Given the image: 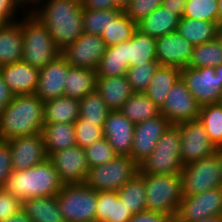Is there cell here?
Here are the masks:
<instances>
[{
  "label": "cell",
  "instance_id": "1",
  "mask_svg": "<svg viewBox=\"0 0 222 222\" xmlns=\"http://www.w3.org/2000/svg\"><path fill=\"white\" fill-rule=\"evenodd\" d=\"M29 6L28 10L46 26L60 50L84 33L80 0H30Z\"/></svg>",
  "mask_w": 222,
  "mask_h": 222
},
{
  "label": "cell",
  "instance_id": "2",
  "mask_svg": "<svg viewBox=\"0 0 222 222\" xmlns=\"http://www.w3.org/2000/svg\"><path fill=\"white\" fill-rule=\"evenodd\" d=\"M44 101L35 94L13 95L0 114V140L42 133Z\"/></svg>",
  "mask_w": 222,
  "mask_h": 222
},
{
  "label": "cell",
  "instance_id": "3",
  "mask_svg": "<svg viewBox=\"0 0 222 222\" xmlns=\"http://www.w3.org/2000/svg\"><path fill=\"white\" fill-rule=\"evenodd\" d=\"M63 185L52 161L47 158L32 168L13 170L2 189L23 202L30 198L57 195Z\"/></svg>",
  "mask_w": 222,
  "mask_h": 222
},
{
  "label": "cell",
  "instance_id": "4",
  "mask_svg": "<svg viewBox=\"0 0 222 222\" xmlns=\"http://www.w3.org/2000/svg\"><path fill=\"white\" fill-rule=\"evenodd\" d=\"M19 20L22 27L23 55L22 60L32 67L44 68L56 58L61 50L53 42L46 26L29 10L22 11Z\"/></svg>",
  "mask_w": 222,
  "mask_h": 222
},
{
  "label": "cell",
  "instance_id": "5",
  "mask_svg": "<svg viewBox=\"0 0 222 222\" xmlns=\"http://www.w3.org/2000/svg\"><path fill=\"white\" fill-rule=\"evenodd\" d=\"M146 210L168 214L173 220L183 197L180 175L143 174Z\"/></svg>",
  "mask_w": 222,
  "mask_h": 222
},
{
  "label": "cell",
  "instance_id": "6",
  "mask_svg": "<svg viewBox=\"0 0 222 222\" xmlns=\"http://www.w3.org/2000/svg\"><path fill=\"white\" fill-rule=\"evenodd\" d=\"M181 135L178 125L171 124L153 152L139 165L141 174L180 175L184 165L180 156Z\"/></svg>",
  "mask_w": 222,
  "mask_h": 222
},
{
  "label": "cell",
  "instance_id": "7",
  "mask_svg": "<svg viewBox=\"0 0 222 222\" xmlns=\"http://www.w3.org/2000/svg\"><path fill=\"white\" fill-rule=\"evenodd\" d=\"M97 195L85 183L63 185L56 196L65 222H96Z\"/></svg>",
  "mask_w": 222,
  "mask_h": 222
},
{
  "label": "cell",
  "instance_id": "8",
  "mask_svg": "<svg viewBox=\"0 0 222 222\" xmlns=\"http://www.w3.org/2000/svg\"><path fill=\"white\" fill-rule=\"evenodd\" d=\"M139 172V166L129 156H116L111 162L90 168L85 184L99 191H116Z\"/></svg>",
  "mask_w": 222,
  "mask_h": 222
},
{
  "label": "cell",
  "instance_id": "9",
  "mask_svg": "<svg viewBox=\"0 0 222 222\" xmlns=\"http://www.w3.org/2000/svg\"><path fill=\"white\" fill-rule=\"evenodd\" d=\"M220 169L219 149L205 159L185 165L180 173L183 196H192L212 188L222 187Z\"/></svg>",
  "mask_w": 222,
  "mask_h": 222
},
{
  "label": "cell",
  "instance_id": "10",
  "mask_svg": "<svg viewBox=\"0 0 222 222\" xmlns=\"http://www.w3.org/2000/svg\"><path fill=\"white\" fill-rule=\"evenodd\" d=\"M181 78L201 106L219 103L222 97V64L215 68L187 66L181 69Z\"/></svg>",
  "mask_w": 222,
  "mask_h": 222
},
{
  "label": "cell",
  "instance_id": "11",
  "mask_svg": "<svg viewBox=\"0 0 222 222\" xmlns=\"http://www.w3.org/2000/svg\"><path fill=\"white\" fill-rule=\"evenodd\" d=\"M222 216V187L192 196H183L175 222H197Z\"/></svg>",
  "mask_w": 222,
  "mask_h": 222
},
{
  "label": "cell",
  "instance_id": "12",
  "mask_svg": "<svg viewBox=\"0 0 222 222\" xmlns=\"http://www.w3.org/2000/svg\"><path fill=\"white\" fill-rule=\"evenodd\" d=\"M177 125L181 135L180 156L184 166L205 159L218 151L199 120L181 122Z\"/></svg>",
  "mask_w": 222,
  "mask_h": 222
},
{
  "label": "cell",
  "instance_id": "13",
  "mask_svg": "<svg viewBox=\"0 0 222 222\" xmlns=\"http://www.w3.org/2000/svg\"><path fill=\"white\" fill-rule=\"evenodd\" d=\"M201 105L188 90L184 80L180 78L169 91L160 113L171 124L195 121L199 119Z\"/></svg>",
  "mask_w": 222,
  "mask_h": 222
},
{
  "label": "cell",
  "instance_id": "14",
  "mask_svg": "<svg viewBox=\"0 0 222 222\" xmlns=\"http://www.w3.org/2000/svg\"><path fill=\"white\" fill-rule=\"evenodd\" d=\"M106 49L101 36L83 33L73 43L65 46L60 54L73 67L96 71Z\"/></svg>",
  "mask_w": 222,
  "mask_h": 222
},
{
  "label": "cell",
  "instance_id": "15",
  "mask_svg": "<svg viewBox=\"0 0 222 222\" xmlns=\"http://www.w3.org/2000/svg\"><path fill=\"white\" fill-rule=\"evenodd\" d=\"M171 123L163 115L135 124L130 158L139 166L153 152Z\"/></svg>",
  "mask_w": 222,
  "mask_h": 222
},
{
  "label": "cell",
  "instance_id": "16",
  "mask_svg": "<svg viewBox=\"0 0 222 222\" xmlns=\"http://www.w3.org/2000/svg\"><path fill=\"white\" fill-rule=\"evenodd\" d=\"M49 159L65 184H82L90 169L84 148L73 146L54 152Z\"/></svg>",
  "mask_w": 222,
  "mask_h": 222
},
{
  "label": "cell",
  "instance_id": "17",
  "mask_svg": "<svg viewBox=\"0 0 222 222\" xmlns=\"http://www.w3.org/2000/svg\"><path fill=\"white\" fill-rule=\"evenodd\" d=\"M194 45L178 31L165 34L156 39V57L160 66L180 69L189 65Z\"/></svg>",
  "mask_w": 222,
  "mask_h": 222
},
{
  "label": "cell",
  "instance_id": "18",
  "mask_svg": "<svg viewBox=\"0 0 222 222\" xmlns=\"http://www.w3.org/2000/svg\"><path fill=\"white\" fill-rule=\"evenodd\" d=\"M13 170H26L44 162L48 156L42 133L8 140Z\"/></svg>",
  "mask_w": 222,
  "mask_h": 222
},
{
  "label": "cell",
  "instance_id": "19",
  "mask_svg": "<svg viewBox=\"0 0 222 222\" xmlns=\"http://www.w3.org/2000/svg\"><path fill=\"white\" fill-rule=\"evenodd\" d=\"M70 66L59 54L39 70L38 85L34 94L44 102L64 96L65 79Z\"/></svg>",
  "mask_w": 222,
  "mask_h": 222
},
{
  "label": "cell",
  "instance_id": "20",
  "mask_svg": "<svg viewBox=\"0 0 222 222\" xmlns=\"http://www.w3.org/2000/svg\"><path fill=\"white\" fill-rule=\"evenodd\" d=\"M135 124L119 110L110 111L103 125L104 138L117 155L131 156Z\"/></svg>",
  "mask_w": 222,
  "mask_h": 222
},
{
  "label": "cell",
  "instance_id": "21",
  "mask_svg": "<svg viewBox=\"0 0 222 222\" xmlns=\"http://www.w3.org/2000/svg\"><path fill=\"white\" fill-rule=\"evenodd\" d=\"M0 73L13 95L35 93L38 85L39 69L22 60L1 67Z\"/></svg>",
  "mask_w": 222,
  "mask_h": 222
},
{
  "label": "cell",
  "instance_id": "22",
  "mask_svg": "<svg viewBox=\"0 0 222 222\" xmlns=\"http://www.w3.org/2000/svg\"><path fill=\"white\" fill-rule=\"evenodd\" d=\"M96 91L111 111L120 110L134 93L126 75L97 77Z\"/></svg>",
  "mask_w": 222,
  "mask_h": 222
},
{
  "label": "cell",
  "instance_id": "23",
  "mask_svg": "<svg viewBox=\"0 0 222 222\" xmlns=\"http://www.w3.org/2000/svg\"><path fill=\"white\" fill-rule=\"evenodd\" d=\"M23 36L19 20L0 27V68L22 61Z\"/></svg>",
  "mask_w": 222,
  "mask_h": 222
},
{
  "label": "cell",
  "instance_id": "24",
  "mask_svg": "<svg viewBox=\"0 0 222 222\" xmlns=\"http://www.w3.org/2000/svg\"><path fill=\"white\" fill-rule=\"evenodd\" d=\"M124 54L129 67L157 61L156 39L137 28L132 38L124 42Z\"/></svg>",
  "mask_w": 222,
  "mask_h": 222
},
{
  "label": "cell",
  "instance_id": "25",
  "mask_svg": "<svg viewBox=\"0 0 222 222\" xmlns=\"http://www.w3.org/2000/svg\"><path fill=\"white\" fill-rule=\"evenodd\" d=\"M181 78V69L172 66H158L145 94L159 108L165 103L171 87Z\"/></svg>",
  "mask_w": 222,
  "mask_h": 222
},
{
  "label": "cell",
  "instance_id": "26",
  "mask_svg": "<svg viewBox=\"0 0 222 222\" xmlns=\"http://www.w3.org/2000/svg\"><path fill=\"white\" fill-rule=\"evenodd\" d=\"M96 207V222H128L133 215L116 191H99Z\"/></svg>",
  "mask_w": 222,
  "mask_h": 222
},
{
  "label": "cell",
  "instance_id": "27",
  "mask_svg": "<svg viewBox=\"0 0 222 222\" xmlns=\"http://www.w3.org/2000/svg\"><path fill=\"white\" fill-rule=\"evenodd\" d=\"M180 17L174 12L160 6L137 24V28L150 37L157 39L165 34L175 32Z\"/></svg>",
  "mask_w": 222,
  "mask_h": 222
},
{
  "label": "cell",
  "instance_id": "28",
  "mask_svg": "<svg viewBox=\"0 0 222 222\" xmlns=\"http://www.w3.org/2000/svg\"><path fill=\"white\" fill-rule=\"evenodd\" d=\"M80 100L61 96L44 102V124L71 123L79 118Z\"/></svg>",
  "mask_w": 222,
  "mask_h": 222
},
{
  "label": "cell",
  "instance_id": "29",
  "mask_svg": "<svg viewBox=\"0 0 222 222\" xmlns=\"http://www.w3.org/2000/svg\"><path fill=\"white\" fill-rule=\"evenodd\" d=\"M22 209L32 222H65L56 195L25 200Z\"/></svg>",
  "mask_w": 222,
  "mask_h": 222
},
{
  "label": "cell",
  "instance_id": "30",
  "mask_svg": "<svg viewBox=\"0 0 222 222\" xmlns=\"http://www.w3.org/2000/svg\"><path fill=\"white\" fill-rule=\"evenodd\" d=\"M45 150L48 158L57 151L76 146L74 124H44L42 129Z\"/></svg>",
  "mask_w": 222,
  "mask_h": 222
},
{
  "label": "cell",
  "instance_id": "31",
  "mask_svg": "<svg viewBox=\"0 0 222 222\" xmlns=\"http://www.w3.org/2000/svg\"><path fill=\"white\" fill-rule=\"evenodd\" d=\"M65 81L64 96L81 100L96 89L97 72L70 66Z\"/></svg>",
  "mask_w": 222,
  "mask_h": 222
},
{
  "label": "cell",
  "instance_id": "32",
  "mask_svg": "<svg viewBox=\"0 0 222 222\" xmlns=\"http://www.w3.org/2000/svg\"><path fill=\"white\" fill-rule=\"evenodd\" d=\"M218 24L215 22L182 17L177 31L191 44L210 42L218 37Z\"/></svg>",
  "mask_w": 222,
  "mask_h": 222
},
{
  "label": "cell",
  "instance_id": "33",
  "mask_svg": "<svg viewBox=\"0 0 222 222\" xmlns=\"http://www.w3.org/2000/svg\"><path fill=\"white\" fill-rule=\"evenodd\" d=\"M119 111L134 124L161 114L160 108L144 92H134Z\"/></svg>",
  "mask_w": 222,
  "mask_h": 222
},
{
  "label": "cell",
  "instance_id": "34",
  "mask_svg": "<svg viewBox=\"0 0 222 222\" xmlns=\"http://www.w3.org/2000/svg\"><path fill=\"white\" fill-rule=\"evenodd\" d=\"M129 69L125 61L124 42L107 47L105 54L100 59L96 72L97 77H117L126 75Z\"/></svg>",
  "mask_w": 222,
  "mask_h": 222
},
{
  "label": "cell",
  "instance_id": "35",
  "mask_svg": "<svg viewBox=\"0 0 222 222\" xmlns=\"http://www.w3.org/2000/svg\"><path fill=\"white\" fill-rule=\"evenodd\" d=\"M117 194L132 214L146 210L145 185L140 172L127 181Z\"/></svg>",
  "mask_w": 222,
  "mask_h": 222
},
{
  "label": "cell",
  "instance_id": "36",
  "mask_svg": "<svg viewBox=\"0 0 222 222\" xmlns=\"http://www.w3.org/2000/svg\"><path fill=\"white\" fill-rule=\"evenodd\" d=\"M207 132L209 140L217 149L222 148V106L219 103L205 104L200 107L198 119Z\"/></svg>",
  "mask_w": 222,
  "mask_h": 222
},
{
  "label": "cell",
  "instance_id": "37",
  "mask_svg": "<svg viewBox=\"0 0 222 222\" xmlns=\"http://www.w3.org/2000/svg\"><path fill=\"white\" fill-rule=\"evenodd\" d=\"M137 29L124 10L114 19L101 35L107 47H111L130 40Z\"/></svg>",
  "mask_w": 222,
  "mask_h": 222
},
{
  "label": "cell",
  "instance_id": "38",
  "mask_svg": "<svg viewBox=\"0 0 222 222\" xmlns=\"http://www.w3.org/2000/svg\"><path fill=\"white\" fill-rule=\"evenodd\" d=\"M222 64V45L217 37L216 39L194 46L189 67H218Z\"/></svg>",
  "mask_w": 222,
  "mask_h": 222
},
{
  "label": "cell",
  "instance_id": "39",
  "mask_svg": "<svg viewBox=\"0 0 222 222\" xmlns=\"http://www.w3.org/2000/svg\"><path fill=\"white\" fill-rule=\"evenodd\" d=\"M111 110L96 89L80 100L79 118L103 127Z\"/></svg>",
  "mask_w": 222,
  "mask_h": 222
},
{
  "label": "cell",
  "instance_id": "40",
  "mask_svg": "<svg viewBox=\"0 0 222 222\" xmlns=\"http://www.w3.org/2000/svg\"><path fill=\"white\" fill-rule=\"evenodd\" d=\"M122 11V9H83L84 33L101 36L111 20H114Z\"/></svg>",
  "mask_w": 222,
  "mask_h": 222
},
{
  "label": "cell",
  "instance_id": "41",
  "mask_svg": "<svg viewBox=\"0 0 222 222\" xmlns=\"http://www.w3.org/2000/svg\"><path fill=\"white\" fill-rule=\"evenodd\" d=\"M218 0H186L183 17L218 23Z\"/></svg>",
  "mask_w": 222,
  "mask_h": 222
},
{
  "label": "cell",
  "instance_id": "42",
  "mask_svg": "<svg viewBox=\"0 0 222 222\" xmlns=\"http://www.w3.org/2000/svg\"><path fill=\"white\" fill-rule=\"evenodd\" d=\"M158 66L157 61H150L146 64L129 67L126 77L132 90L134 92H145Z\"/></svg>",
  "mask_w": 222,
  "mask_h": 222
},
{
  "label": "cell",
  "instance_id": "43",
  "mask_svg": "<svg viewBox=\"0 0 222 222\" xmlns=\"http://www.w3.org/2000/svg\"><path fill=\"white\" fill-rule=\"evenodd\" d=\"M84 150L90 168L109 163L118 156L106 138L97 140Z\"/></svg>",
  "mask_w": 222,
  "mask_h": 222
},
{
  "label": "cell",
  "instance_id": "44",
  "mask_svg": "<svg viewBox=\"0 0 222 222\" xmlns=\"http://www.w3.org/2000/svg\"><path fill=\"white\" fill-rule=\"evenodd\" d=\"M74 129L77 146L82 148H86L97 140L104 138L103 127L80 118L75 121Z\"/></svg>",
  "mask_w": 222,
  "mask_h": 222
},
{
  "label": "cell",
  "instance_id": "45",
  "mask_svg": "<svg viewBox=\"0 0 222 222\" xmlns=\"http://www.w3.org/2000/svg\"><path fill=\"white\" fill-rule=\"evenodd\" d=\"M163 0H132L125 8V14L136 24L145 19L151 12L162 6Z\"/></svg>",
  "mask_w": 222,
  "mask_h": 222
},
{
  "label": "cell",
  "instance_id": "46",
  "mask_svg": "<svg viewBox=\"0 0 222 222\" xmlns=\"http://www.w3.org/2000/svg\"><path fill=\"white\" fill-rule=\"evenodd\" d=\"M26 7H29L27 0H0V27L19 20L18 10L22 8L23 11H27Z\"/></svg>",
  "mask_w": 222,
  "mask_h": 222
},
{
  "label": "cell",
  "instance_id": "47",
  "mask_svg": "<svg viewBox=\"0 0 222 222\" xmlns=\"http://www.w3.org/2000/svg\"><path fill=\"white\" fill-rule=\"evenodd\" d=\"M22 208V201L0 188V222L12 216Z\"/></svg>",
  "mask_w": 222,
  "mask_h": 222
},
{
  "label": "cell",
  "instance_id": "48",
  "mask_svg": "<svg viewBox=\"0 0 222 222\" xmlns=\"http://www.w3.org/2000/svg\"><path fill=\"white\" fill-rule=\"evenodd\" d=\"M12 153L8 141L0 140V188L13 171Z\"/></svg>",
  "mask_w": 222,
  "mask_h": 222
},
{
  "label": "cell",
  "instance_id": "49",
  "mask_svg": "<svg viewBox=\"0 0 222 222\" xmlns=\"http://www.w3.org/2000/svg\"><path fill=\"white\" fill-rule=\"evenodd\" d=\"M128 222H174V220L168 214L144 210L133 214Z\"/></svg>",
  "mask_w": 222,
  "mask_h": 222
},
{
  "label": "cell",
  "instance_id": "50",
  "mask_svg": "<svg viewBox=\"0 0 222 222\" xmlns=\"http://www.w3.org/2000/svg\"><path fill=\"white\" fill-rule=\"evenodd\" d=\"M83 9L105 10L120 9L115 0H80Z\"/></svg>",
  "mask_w": 222,
  "mask_h": 222
},
{
  "label": "cell",
  "instance_id": "51",
  "mask_svg": "<svg viewBox=\"0 0 222 222\" xmlns=\"http://www.w3.org/2000/svg\"><path fill=\"white\" fill-rule=\"evenodd\" d=\"M13 94L9 90L8 86L5 84V81L2 78L0 73V114L4 108L12 101Z\"/></svg>",
  "mask_w": 222,
  "mask_h": 222
},
{
  "label": "cell",
  "instance_id": "52",
  "mask_svg": "<svg viewBox=\"0 0 222 222\" xmlns=\"http://www.w3.org/2000/svg\"><path fill=\"white\" fill-rule=\"evenodd\" d=\"M186 0H163L162 6L167 10L174 12L180 18L183 17Z\"/></svg>",
  "mask_w": 222,
  "mask_h": 222
},
{
  "label": "cell",
  "instance_id": "53",
  "mask_svg": "<svg viewBox=\"0 0 222 222\" xmlns=\"http://www.w3.org/2000/svg\"><path fill=\"white\" fill-rule=\"evenodd\" d=\"M2 222H32V221L27 216L26 212L21 208L18 212L6 218Z\"/></svg>",
  "mask_w": 222,
  "mask_h": 222
},
{
  "label": "cell",
  "instance_id": "54",
  "mask_svg": "<svg viewBox=\"0 0 222 222\" xmlns=\"http://www.w3.org/2000/svg\"><path fill=\"white\" fill-rule=\"evenodd\" d=\"M132 0H115L116 5L122 9L125 10V8L130 4Z\"/></svg>",
  "mask_w": 222,
  "mask_h": 222
},
{
  "label": "cell",
  "instance_id": "55",
  "mask_svg": "<svg viewBox=\"0 0 222 222\" xmlns=\"http://www.w3.org/2000/svg\"><path fill=\"white\" fill-rule=\"evenodd\" d=\"M197 222H222V216L219 217H208Z\"/></svg>",
  "mask_w": 222,
  "mask_h": 222
},
{
  "label": "cell",
  "instance_id": "56",
  "mask_svg": "<svg viewBox=\"0 0 222 222\" xmlns=\"http://www.w3.org/2000/svg\"><path fill=\"white\" fill-rule=\"evenodd\" d=\"M218 23L220 19L222 18V0H218Z\"/></svg>",
  "mask_w": 222,
  "mask_h": 222
},
{
  "label": "cell",
  "instance_id": "57",
  "mask_svg": "<svg viewBox=\"0 0 222 222\" xmlns=\"http://www.w3.org/2000/svg\"><path fill=\"white\" fill-rule=\"evenodd\" d=\"M218 30H219L218 35H222V18L219 21Z\"/></svg>",
  "mask_w": 222,
  "mask_h": 222
},
{
  "label": "cell",
  "instance_id": "58",
  "mask_svg": "<svg viewBox=\"0 0 222 222\" xmlns=\"http://www.w3.org/2000/svg\"><path fill=\"white\" fill-rule=\"evenodd\" d=\"M219 158H220V164H221V178H222V148L219 149Z\"/></svg>",
  "mask_w": 222,
  "mask_h": 222
},
{
  "label": "cell",
  "instance_id": "59",
  "mask_svg": "<svg viewBox=\"0 0 222 222\" xmlns=\"http://www.w3.org/2000/svg\"><path fill=\"white\" fill-rule=\"evenodd\" d=\"M218 38H219L221 45H222V35H218Z\"/></svg>",
  "mask_w": 222,
  "mask_h": 222
},
{
  "label": "cell",
  "instance_id": "60",
  "mask_svg": "<svg viewBox=\"0 0 222 222\" xmlns=\"http://www.w3.org/2000/svg\"><path fill=\"white\" fill-rule=\"evenodd\" d=\"M219 104L222 106V97L220 98Z\"/></svg>",
  "mask_w": 222,
  "mask_h": 222
}]
</instances>
